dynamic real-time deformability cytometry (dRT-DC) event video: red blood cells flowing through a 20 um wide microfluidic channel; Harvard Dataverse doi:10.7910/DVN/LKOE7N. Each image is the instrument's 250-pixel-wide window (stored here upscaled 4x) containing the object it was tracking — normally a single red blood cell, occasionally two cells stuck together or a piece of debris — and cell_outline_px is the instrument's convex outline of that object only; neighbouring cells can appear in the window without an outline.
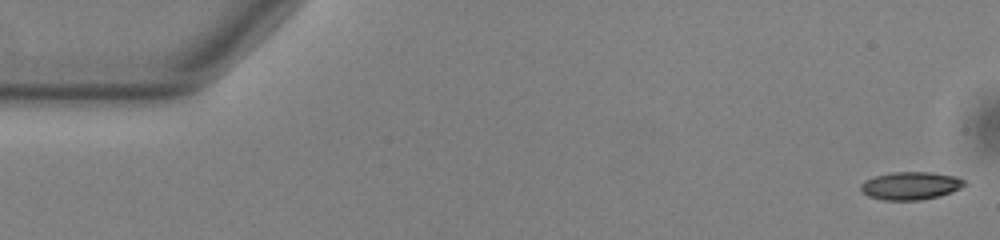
{"species": "common noctule bat (a hibernating species)", "species_latin": "Nyctalus noctula", "temperature_condition": "warm", "stored_images_in_passage": 54, "camera_frame_rate_fps": 3000, "um_per_image_px": 0.085, "animal": {"sex": "male", "body_mass_g": 13.0, "forearm_length_mm": 53.1}, "frame": {"image": 1, "passage_image": 1, "time_ms": 0.0, "image_size_px": [1000, 240], "cell_outline_px": [[968, 184], [952, 192], [940, 196], [920, 200], [884, 200], [868, 196], [860, 192], [860, 184], [864, 180], [876, 176], [892, 172], [932, 172], [956, 176], [964, 180]], "centroid_in_image_um": [77.4, 15.79], "position_along_channel_um": 7.6, "area_um2": 17.05}}
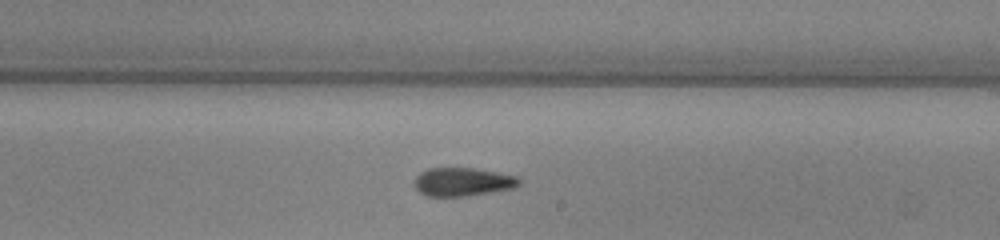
{"frame": {"image": 2, "passage_image": 31, "time_ms": 10.0, "image_size_px": [1000, 240], "cell_outline_px": [[520, 184], [512, 188], [468, 196], [424, 196], [416, 188], [416, 176], [420, 172], [428, 168], [472, 168], [520, 176]], "centroid_in_image_um": [39.34, 15.45], "position_along_channel_um": 249.7, "area_um2": 17.28}}
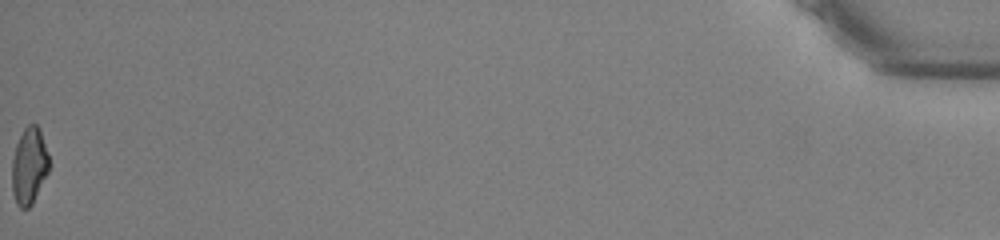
{"frame": {"image": 3, "passage_image": 54, "time_ms": 17.667, "image_size_px": [1000, 240], "cell_outline_px": [[48, 172], [32, 204], [28, 208], [20, 208], [16, 204], [12, 192], [12, 160], [16, 144], [24, 128], [28, 124], [36, 124], [40, 132], [48, 152]], "centroid_in_image_um": [2.46, 14.12], "position_along_channel_um": 432.7, "area_um2": 16.42}, "authors_computed_cell_mechanics": {"area_um2": 17.3978, "velocity_mm_per_s": 3.8105, "shape_relaxation_time_tau1_ms": 5.187, "shape_relaxation_time_tau2_ms": 7.5726, "deformation_change_tau1": 0.16, "deformation_change_tau2": 0.1575}}